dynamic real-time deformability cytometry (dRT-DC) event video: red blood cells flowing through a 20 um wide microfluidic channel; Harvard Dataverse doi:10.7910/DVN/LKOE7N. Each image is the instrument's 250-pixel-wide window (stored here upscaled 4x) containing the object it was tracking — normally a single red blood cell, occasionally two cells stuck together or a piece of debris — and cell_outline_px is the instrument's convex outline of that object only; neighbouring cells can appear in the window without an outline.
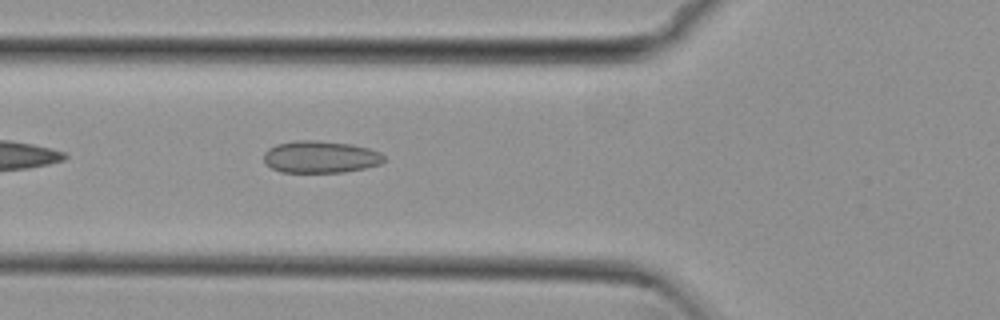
{"species": "common noctule bat (a hibernating species)", "species_latin": "Nyctalus noctula", "temperature_condition": "cold", "stored_images_in_passage": 39, "camera_frame_rate_fps": 3000, "um_per_image_px": 0.085, "animal": {"sex": "female", "body_mass_g": 29.2, "forearm_length_mm": 56.3}, "frame": {"image": 1, "passage_image": 5, "time_ms": 1.333, "image_size_px": [1000, 320], "cell_outline_px": [[384, 160], [380, 164], [364, 168], [344, 172], [280, 172], [272, 168], [264, 160], [264, 152], [268, 148], [276, 144], [296, 140], [316, 140], [352, 144], [368, 148], [380, 152], [384, 156]], "centroid_in_image_um": [27.23, 13.33], "position_along_channel_um": 98.6, "area_um2": 22.48}}
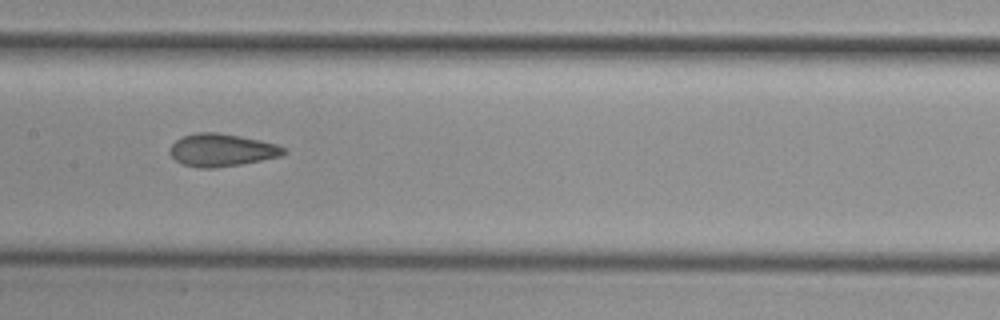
{"frame": {"image": 2, "passage_image": 12, "time_ms": 3.667, "image_size_px": [1000, 320], "cell_outline_px": [[288, 152], [280, 156], [240, 164], [216, 168], [200, 168], [184, 164], [176, 160], [172, 156], [172, 144], [176, 140], [184, 136], [196, 132], [216, 132], [240, 136], [260, 140], [276, 144], [284, 148]], "centroid_in_image_um": [18.87, 12.75], "position_along_channel_um": 188.5, "area_um2": 21.33}}
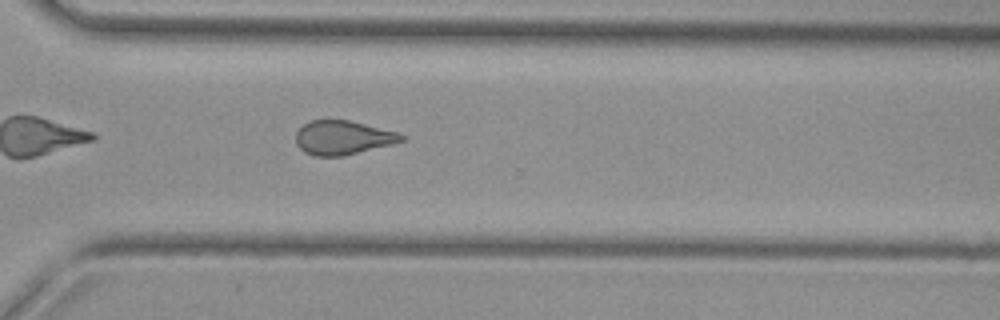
{"frame": {"image": 3, "passage_image": 24, "time_ms": 7.667, "image_size_px": [1000, 320], "cell_outline_px": [[404, 140], [344, 156], [312, 156], [304, 152], [296, 144], [296, 132], [308, 120], [348, 120], [400, 132], [404, 136]], "centroid_in_image_um": [29.11, 11.69], "position_along_channel_um": 341.5, "area_um2": 20.87}, "authors_computed_cell_mechanics": {"area_um2": 21.5016, "velocity_mm_per_s": 3.8284, "shape_relaxation_time_tau1_ms": null, "shape_relaxation_time_tau2_ms": 2.1021, "deformation_change_tau1": null, "deformation_change_tau2": 0.0981}}